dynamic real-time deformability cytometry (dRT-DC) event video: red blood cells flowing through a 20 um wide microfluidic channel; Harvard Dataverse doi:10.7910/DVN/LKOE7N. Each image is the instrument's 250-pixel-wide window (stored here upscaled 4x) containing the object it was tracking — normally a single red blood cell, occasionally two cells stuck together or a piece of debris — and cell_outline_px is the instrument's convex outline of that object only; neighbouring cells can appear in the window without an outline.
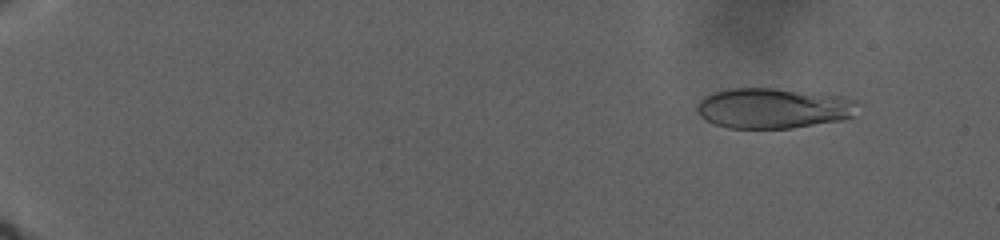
{"species": "human", "species_latin": "Homo sapiens", "temperature_condition": "warm", "stored_images_in_passage": 74, "camera_frame_rate_fps": 3000, "um_per_image_px": 0.085, "donor": {"sex": "male"}, "frame": {"image": 1, "passage_image": 20, "time_ms": 4.333, "image_size_px": [1000, 240], "cell_outline_px": [[864, 104], [856, 116], [844, 120], [792, 128], [728, 128], [704, 120], [696, 112], [696, 104], [704, 96], [712, 92], [728, 88], [776, 88], [844, 96], [856, 100]], "centroid_in_image_um": [65.81, 9.19], "position_along_channel_um": 19.2, "area_um2": 38.84}}
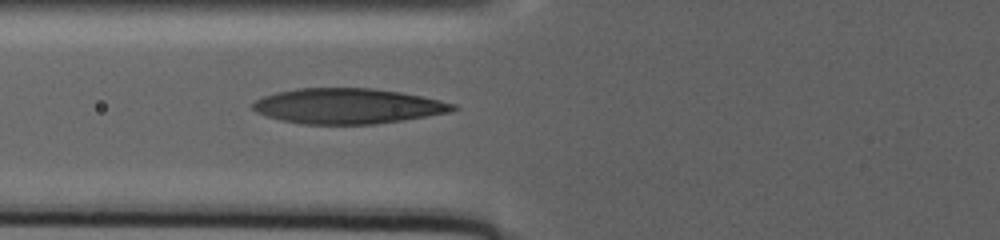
{"frame": {"image": 2, "passage_image": 60, "time_ms": 18.667, "image_size_px": [1000, 240], "cell_outline_px": [[460, 108], [448, 112], [428, 116], [404, 120], [376, 124], [304, 124], [280, 120], [256, 112], [252, 108], [252, 104], [256, 100], [264, 96], [276, 92], [296, 88], [372, 88], [400, 92], [424, 96], [456, 104]], "centroid_in_image_um": [29.58, 9.01], "position_along_channel_um": 96.2, "area_um2": 41.33}}
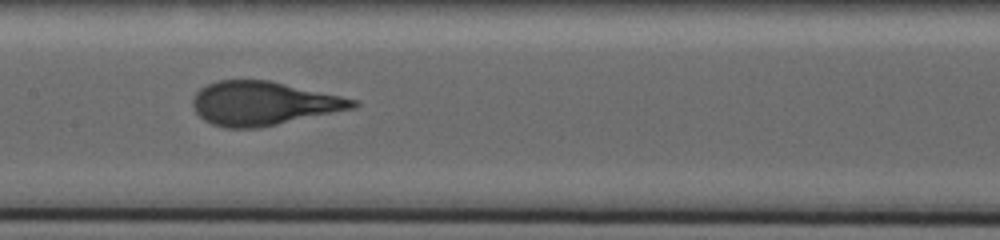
{"frame": {"image": 3, "passage_image": 73, "time_ms": 23.667, "image_size_px": [1000, 240], "cell_outline_px": [[360, 104], [356, 108], [256, 128], [224, 128], [212, 124], [204, 120], [192, 108], [192, 96], [200, 88], [208, 84], [220, 80], [268, 80], [360, 100]], "centroid_in_image_um": [22.37, 8.79], "position_along_channel_um": 185.0, "area_um2": 40.81}}